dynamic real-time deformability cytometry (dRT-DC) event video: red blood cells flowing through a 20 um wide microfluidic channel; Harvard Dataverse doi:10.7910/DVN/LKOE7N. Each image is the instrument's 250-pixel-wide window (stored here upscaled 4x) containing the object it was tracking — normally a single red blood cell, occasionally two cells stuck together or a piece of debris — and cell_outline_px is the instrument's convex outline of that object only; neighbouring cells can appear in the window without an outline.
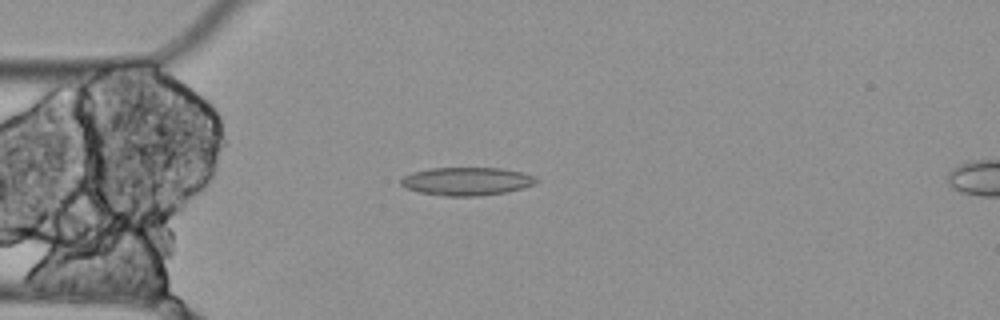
{"species": "Egyptian fruit bat (a non-hibernating species)", "species_latin": "Rousettus aegyptiacus", "temperature_condition": "cold", "stored_images_in_passage": 4, "camera_frame_rate_fps": 3000, "um_per_image_px": 0.085, "animal": {"sex": "female"}, "frame": {"image": 1, "passage_image": 3, "time_ms": 0.667, "image_size_px": [1000, 320], "cell_outline_px": [[540, 180], [536, 184], [504, 192], [476, 196], [444, 196], [420, 192], [408, 188], [400, 184], [400, 180], [404, 176], [412, 172], [432, 168], [500, 168], [520, 172], [536, 176]], "centroid_in_image_um": [39.68, 15.4], "position_along_channel_um": 45.3, "area_um2": 22.02}}